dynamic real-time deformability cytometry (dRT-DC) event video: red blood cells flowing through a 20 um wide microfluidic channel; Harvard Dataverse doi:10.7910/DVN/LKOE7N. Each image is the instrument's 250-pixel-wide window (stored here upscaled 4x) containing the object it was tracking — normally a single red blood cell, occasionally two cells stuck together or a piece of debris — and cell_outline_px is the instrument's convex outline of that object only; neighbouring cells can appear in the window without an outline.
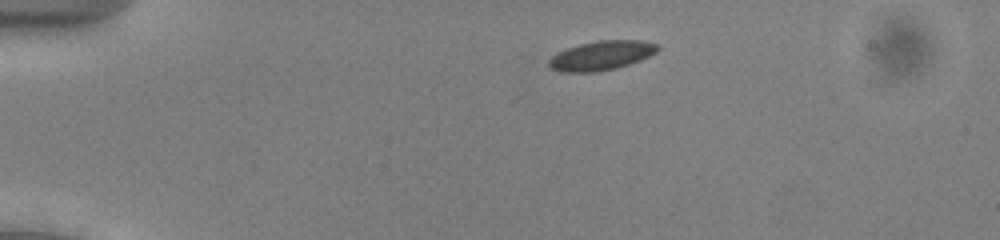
{"species": "common noctule bat (a hibernating species)", "species_latin": "Nyctalus noctula", "temperature_condition": "cold", "stored_images_in_passage": 44, "camera_frame_rate_fps": 3000, "um_per_image_px": 0.085, "animal": {"sex": "male", "body_mass_g": 13.0, "forearm_length_mm": 53.1}, "frame": {"image": 1, "passage_image": 2, "time_ms": 0.333, "image_size_px": [1000, 240], "cell_outline_px": [[660, 48], [656, 52], [640, 60], [616, 68], [592, 72], [560, 72], [552, 68], [548, 64], [548, 60], [552, 56], [568, 48], [580, 44], [600, 40], [640, 40], [660, 44]], "centroid_in_image_um": [51.14, 4.71], "position_along_channel_um": 33.9, "area_um2": 18.38}}
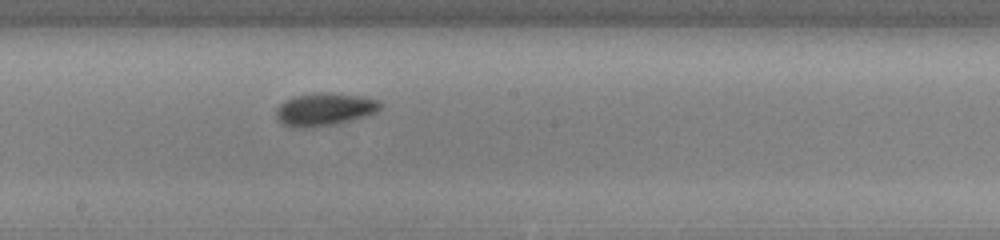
{"frame": {"image": 2, "passage_image": 21, "time_ms": 6.667, "image_size_px": [1000, 240], "cell_outline_px": [[380, 108], [376, 112], [364, 116], [336, 124], [304, 128], [296, 128], [284, 124], [276, 116], [276, 108], [280, 104], [292, 96], [316, 92], [328, 92], [364, 96], [380, 100]], "centroid_in_image_um": [27.58, 9.27], "position_along_channel_um": 220.6, "area_um2": 19.94}}
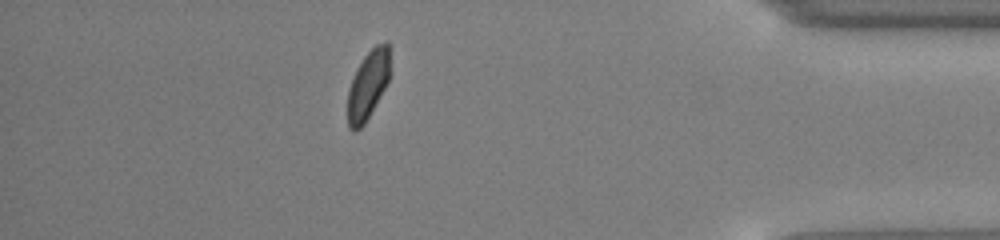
{"frame": {"image": 3, "passage_image": 38, "time_ms": 12.333, "image_size_px": [1000, 240], "cell_outline_px": [[392, 72], [384, 88], [364, 124], [356, 132], [352, 132], [348, 128], [348, 88], [356, 68], [364, 56], [376, 44], [388, 40]], "centroid_in_image_um": [31.29, 7.18], "position_along_channel_um": 403.9, "area_um2": 17.22}, "authors_computed_cell_mechanics": {"area_um2": 18.1492, "velocity_mm_per_s": 3.8928, "shape_relaxation_time_tau1_ms": 2.256, "shape_relaxation_time_tau2_ms": null, "deformation_change_tau1": 0.0559, "deformation_change_tau2": null}}